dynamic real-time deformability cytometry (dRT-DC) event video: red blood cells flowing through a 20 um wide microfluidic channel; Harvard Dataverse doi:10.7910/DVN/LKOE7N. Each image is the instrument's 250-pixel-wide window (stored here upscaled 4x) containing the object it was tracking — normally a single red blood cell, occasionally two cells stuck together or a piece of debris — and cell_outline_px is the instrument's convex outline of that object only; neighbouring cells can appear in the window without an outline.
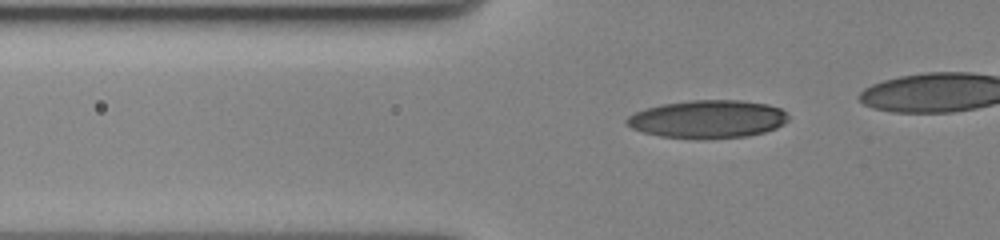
{"species": "human", "species_latin": "Homo sapiens", "temperature_condition": "cold", "stored_images_in_passage": 47, "camera_frame_rate_fps": 3000, "um_per_image_px": 0.085, "donor": {"sex": "female"}, "frame": {"image": 1, "passage_image": 15, "time_ms": 4.667, "image_size_px": [1000, 240], "cell_outline_px": [[788, 120], [784, 124], [776, 128], [764, 132], [748, 136], [660, 136], [644, 132], [632, 128], [624, 120], [628, 116], [636, 112], [648, 108], [664, 104], [692, 100], [740, 100], [768, 104], [780, 108], [788, 116]], "centroid_in_image_um": [60.2, 10.08], "position_along_channel_um": 65.6, "area_um2": 34.56}}
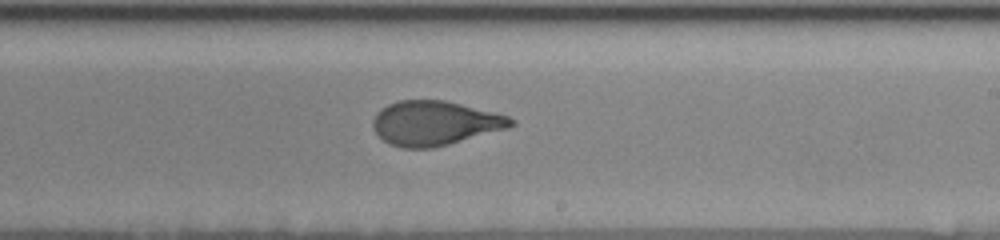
{"frame": {"image": 2, "passage_image": 32, "time_ms": 10.333, "image_size_px": [1000, 240], "cell_outline_px": [[516, 124], [508, 128], [448, 144], [432, 148], [404, 148], [392, 144], [384, 140], [372, 128], [372, 120], [376, 112], [388, 104], [400, 100], [444, 100], [508, 116], [516, 120]], "centroid_in_image_um": [36.94, 10.46], "position_along_channel_um": 252.1, "area_um2": 35.43}}
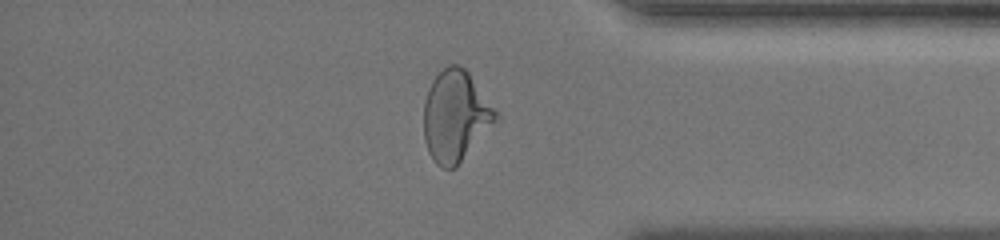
{"frame": {"image": 3, "passage_image": 45, "time_ms": 14.667, "image_size_px": [1000, 240], "cell_outline_px": [[496, 116], [456, 168], [440, 168], [436, 164], [428, 152], [424, 140], [424, 104], [428, 88], [432, 80], [448, 64], [460, 64], [468, 72], [496, 112]], "centroid_in_image_um": [38.63, 9.85], "position_along_channel_um": 396.6, "area_um2": 36.99}}